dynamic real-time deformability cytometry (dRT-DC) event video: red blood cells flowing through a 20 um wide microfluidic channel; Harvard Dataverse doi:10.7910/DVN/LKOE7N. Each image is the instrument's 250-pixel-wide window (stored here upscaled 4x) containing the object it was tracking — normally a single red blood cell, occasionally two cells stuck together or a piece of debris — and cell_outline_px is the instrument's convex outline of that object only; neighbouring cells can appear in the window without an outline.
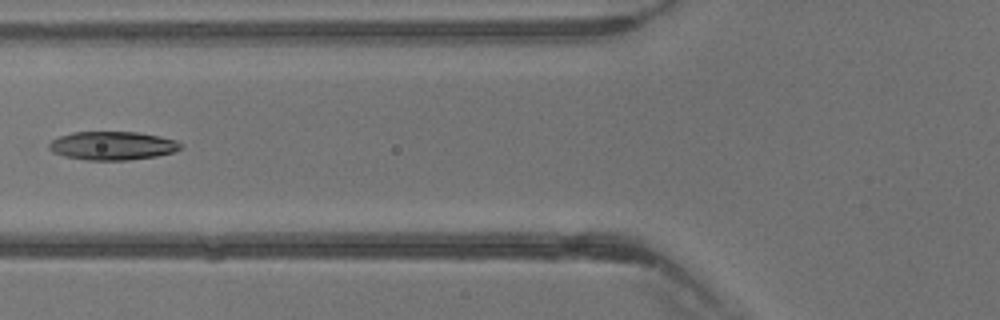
{"species": "common noctule bat (a hibernating species)", "species_latin": "Nyctalus noctula", "temperature_condition": "warm", "stored_images_in_passage": 25, "camera_frame_rate_fps": 3000, "um_per_image_px": 0.085, "animal": {"sex": "male", "body_mass_g": 13.3}, "frame": {"image": 1, "passage_image": 15, "time_ms": 4.667, "image_size_px": [1000, 320], "cell_outline_px": [[184, 144], [180, 148], [172, 152], [156, 156], [128, 160], [84, 160], [64, 156], [52, 152], [48, 148], [48, 144], [52, 140], [60, 136], [72, 132], [136, 132], [160, 136], [176, 140]], "centroid_in_image_um": [9.54, 12.38], "position_along_channel_um": 116.3, "area_um2": 21.91}}